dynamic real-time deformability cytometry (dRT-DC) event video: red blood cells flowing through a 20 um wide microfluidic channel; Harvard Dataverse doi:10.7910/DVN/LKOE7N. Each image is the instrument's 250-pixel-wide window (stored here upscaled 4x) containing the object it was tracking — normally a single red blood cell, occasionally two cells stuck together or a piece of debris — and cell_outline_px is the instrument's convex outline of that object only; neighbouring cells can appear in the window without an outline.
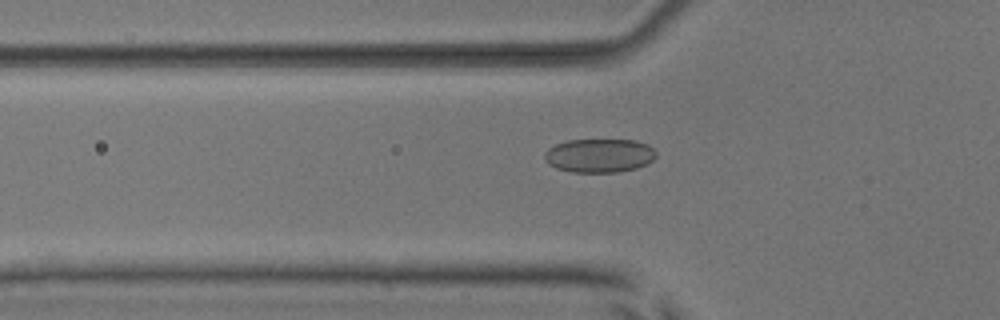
{"species": "common noctule bat (a hibernating species)", "species_latin": "Nyctalus noctula", "temperature_condition": "room temperature", "stored_images_in_passage": 55, "segment_of_instrument_passage": [1, 2], "camera_frame_rate_fps": 3000, "um_per_image_px": 0.085, "animal": {"sex": "male", "body_mass_g": 17.9, "forearm_length_mm": 54.2}, "frame": {"image": 1, "passage_image": 19, "time_ms": 6.0, "image_size_px": [1000, 320], "cell_outline_px": [[656, 156], [652, 160], [636, 168], [616, 172], [572, 172], [556, 168], [548, 164], [544, 160], [544, 152], [548, 148], [556, 144], [568, 140], [636, 140], [648, 144], [656, 152]], "centroid_in_image_um": [50.91, 13.22], "position_along_channel_um": 74.9, "area_um2": 21.96}}
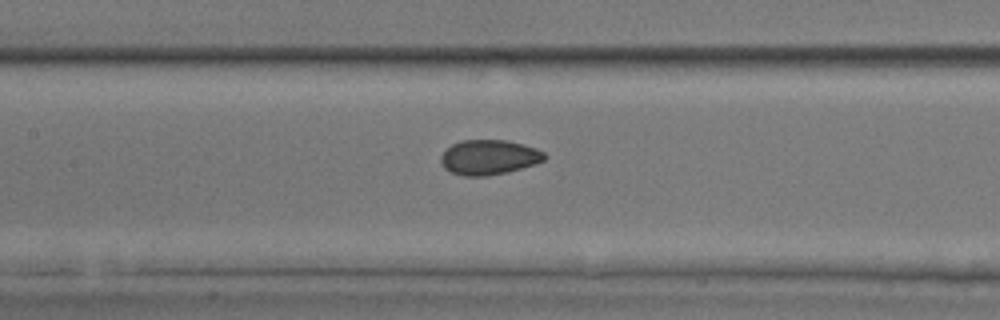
{"frame": {"image": 2, "passage_image": 26, "time_ms": 8.333, "image_size_px": [1000, 320], "cell_outline_px": [[548, 156], [544, 160], [536, 164], [508, 172], [484, 176], [464, 176], [452, 172], [444, 168], [440, 164], [440, 156], [452, 144], [460, 140], [508, 140], [524, 144], [536, 148], [544, 152]], "centroid_in_image_um": [41.58, 13.36], "position_along_channel_um": 165.8, "area_um2": 21.27}}
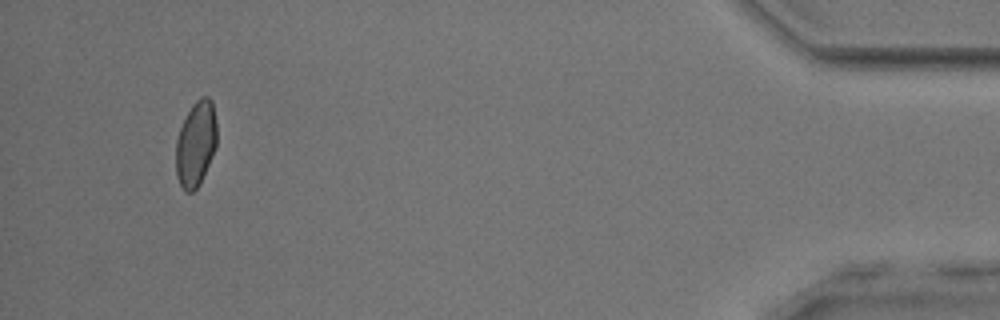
{"frame": {"image": 3, "passage_image": 51, "time_ms": 16.667, "image_size_px": [1000, 320], "cell_outline_px": [[216, 148], [200, 184], [192, 192], [184, 192], [176, 176], [176, 140], [180, 128], [192, 104], [200, 96], [208, 96], [212, 100], [216, 120]], "centroid_in_image_um": [16.65, 12.22], "position_along_channel_um": 418.6, "area_um2": 20.52}}